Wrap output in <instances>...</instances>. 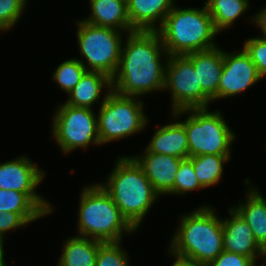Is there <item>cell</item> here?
<instances>
[{
    "mask_svg": "<svg viewBox=\"0 0 266 266\" xmlns=\"http://www.w3.org/2000/svg\"><path fill=\"white\" fill-rule=\"evenodd\" d=\"M262 80L250 56L242 48L234 53L223 51V70L219 81L217 100L235 97Z\"/></svg>",
    "mask_w": 266,
    "mask_h": 266,
    "instance_id": "obj_12",
    "label": "cell"
},
{
    "mask_svg": "<svg viewBox=\"0 0 266 266\" xmlns=\"http://www.w3.org/2000/svg\"><path fill=\"white\" fill-rule=\"evenodd\" d=\"M120 242H105L99 245L96 266H129L128 256Z\"/></svg>",
    "mask_w": 266,
    "mask_h": 266,
    "instance_id": "obj_26",
    "label": "cell"
},
{
    "mask_svg": "<svg viewBox=\"0 0 266 266\" xmlns=\"http://www.w3.org/2000/svg\"><path fill=\"white\" fill-rule=\"evenodd\" d=\"M97 115L100 145L113 142L143 130L149 120L139 97L106 90Z\"/></svg>",
    "mask_w": 266,
    "mask_h": 266,
    "instance_id": "obj_7",
    "label": "cell"
},
{
    "mask_svg": "<svg viewBox=\"0 0 266 266\" xmlns=\"http://www.w3.org/2000/svg\"><path fill=\"white\" fill-rule=\"evenodd\" d=\"M18 213L28 224L47 216L25 193L0 189V213Z\"/></svg>",
    "mask_w": 266,
    "mask_h": 266,
    "instance_id": "obj_23",
    "label": "cell"
},
{
    "mask_svg": "<svg viewBox=\"0 0 266 266\" xmlns=\"http://www.w3.org/2000/svg\"><path fill=\"white\" fill-rule=\"evenodd\" d=\"M77 25V42L86 63L83 59L79 60L87 71L102 72L112 78L120 61L123 32L115 28L96 26L82 19L77 21Z\"/></svg>",
    "mask_w": 266,
    "mask_h": 266,
    "instance_id": "obj_8",
    "label": "cell"
},
{
    "mask_svg": "<svg viewBox=\"0 0 266 266\" xmlns=\"http://www.w3.org/2000/svg\"><path fill=\"white\" fill-rule=\"evenodd\" d=\"M249 187L246 202L232 208L247 222L256 242L266 252V199L259 190Z\"/></svg>",
    "mask_w": 266,
    "mask_h": 266,
    "instance_id": "obj_19",
    "label": "cell"
},
{
    "mask_svg": "<svg viewBox=\"0 0 266 266\" xmlns=\"http://www.w3.org/2000/svg\"><path fill=\"white\" fill-rule=\"evenodd\" d=\"M101 243L78 235L66 239L57 266H96Z\"/></svg>",
    "mask_w": 266,
    "mask_h": 266,
    "instance_id": "obj_21",
    "label": "cell"
},
{
    "mask_svg": "<svg viewBox=\"0 0 266 266\" xmlns=\"http://www.w3.org/2000/svg\"><path fill=\"white\" fill-rule=\"evenodd\" d=\"M164 90L170 91L172 113L179 110L209 108L212 100L198 84L193 62L186 55L166 57Z\"/></svg>",
    "mask_w": 266,
    "mask_h": 266,
    "instance_id": "obj_10",
    "label": "cell"
},
{
    "mask_svg": "<svg viewBox=\"0 0 266 266\" xmlns=\"http://www.w3.org/2000/svg\"><path fill=\"white\" fill-rule=\"evenodd\" d=\"M79 199L78 236L103 243L122 242L124 232L136 231L100 183L83 188Z\"/></svg>",
    "mask_w": 266,
    "mask_h": 266,
    "instance_id": "obj_5",
    "label": "cell"
},
{
    "mask_svg": "<svg viewBox=\"0 0 266 266\" xmlns=\"http://www.w3.org/2000/svg\"><path fill=\"white\" fill-rule=\"evenodd\" d=\"M116 161L106 182L100 184L110 194L121 214L137 230L160 195L131 156H120Z\"/></svg>",
    "mask_w": 266,
    "mask_h": 266,
    "instance_id": "obj_3",
    "label": "cell"
},
{
    "mask_svg": "<svg viewBox=\"0 0 266 266\" xmlns=\"http://www.w3.org/2000/svg\"><path fill=\"white\" fill-rule=\"evenodd\" d=\"M186 56L193 62L202 91L214 102L217 100L219 81L223 70V50L217 46Z\"/></svg>",
    "mask_w": 266,
    "mask_h": 266,
    "instance_id": "obj_15",
    "label": "cell"
},
{
    "mask_svg": "<svg viewBox=\"0 0 266 266\" xmlns=\"http://www.w3.org/2000/svg\"><path fill=\"white\" fill-rule=\"evenodd\" d=\"M152 183L154 190L161 196L173 194L176 172L183 160L172 155L147 152L132 156Z\"/></svg>",
    "mask_w": 266,
    "mask_h": 266,
    "instance_id": "obj_13",
    "label": "cell"
},
{
    "mask_svg": "<svg viewBox=\"0 0 266 266\" xmlns=\"http://www.w3.org/2000/svg\"><path fill=\"white\" fill-rule=\"evenodd\" d=\"M28 223L18 214L12 212L0 213V242L4 243V236L7 231L14 230L27 225Z\"/></svg>",
    "mask_w": 266,
    "mask_h": 266,
    "instance_id": "obj_31",
    "label": "cell"
},
{
    "mask_svg": "<svg viewBox=\"0 0 266 266\" xmlns=\"http://www.w3.org/2000/svg\"><path fill=\"white\" fill-rule=\"evenodd\" d=\"M119 65L112 79V90L118 94L142 97L164 90L165 63L168 57L159 32L135 30L127 33Z\"/></svg>",
    "mask_w": 266,
    "mask_h": 266,
    "instance_id": "obj_1",
    "label": "cell"
},
{
    "mask_svg": "<svg viewBox=\"0 0 266 266\" xmlns=\"http://www.w3.org/2000/svg\"><path fill=\"white\" fill-rule=\"evenodd\" d=\"M204 3L218 33L230 28L250 5L248 0H208Z\"/></svg>",
    "mask_w": 266,
    "mask_h": 266,
    "instance_id": "obj_22",
    "label": "cell"
},
{
    "mask_svg": "<svg viewBox=\"0 0 266 266\" xmlns=\"http://www.w3.org/2000/svg\"><path fill=\"white\" fill-rule=\"evenodd\" d=\"M176 259L174 260L173 264L171 266H204L200 264H196L195 262H192L190 260H186L177 256H174Z\"/></svg>",
    "mask_w": 266,
    "mask_h": 266,
    "instance_id": "obj_33",
    "label": "cell"
},
{
    "mask_svg": "<svg viewBox=\"0 0 266 266\" xmlns=\"http://www.w3.org/2000/svg\"><path fill=\"white\" fill-rule=\"evenodd\" d=\"M204 189L193 169V163L189 159H183L180 163L179 169L176 172L174 183V195H184L187 192Z\"/></svg>",
    "mask_w": 266,
    "mask_h": 266,
    "instance_id": "obj_27",
    "label": "cell"
},
{
    "mask_svg": "<svg viewBox=\"0 0 266 266\" xmlns=\"http://www.w3.org/2000/svg\"><path fill=\"white\" fill-rule=\"evenodd\" d=\"M112 90V79L97 71H86L81 80L68 93L69 98L64 102L75 107L93 108L99 102L102 90Z\"/></svg>",
    "mask_w": 266,
    "mask_h": 266,
    "instance_id": "obj_20",
    "label": "cell"
},
{
    "mask_svg": "<svg viewBox=\"0 0 266 266\" xmlns=\"http://www.w3.org/2000/svg\"><path fill=\"white\" fill-rule=\"evenodd\" d=\"M53 115L52 137L64 154L100 145L97 114L91 108L63 103Z\"/></svg>",
    "mask_w": 266,
    "mask_h": 266,
    "instance_id": "obj_9",
    "label": "cell"
},
{
    "mask_svg": "<svg viewBox=\"0 0 266 266\" xmlns=\"http://www.w3.org/2000/svg\"><path fill=\"white\" fill-rule=\"evenodd\" d=\"M91 14L84 21L103 27L115 28L124 33L135 31L130 24L127 0H89Z\"/></svg>",
    "mask_w": 266,
    "mask_h": 266,
    "instance_id": "obj_18",
    "label": "cell"
},
{
    "mask_svg": "<svg viewBox=\"0 0 266 266\" xmlns=\"http://www.w3.org/2000/svg\"><path fill=\"white\" fill-rule=\"evenodd\" d=\"M144 150L188 159L189 146L184 125L179 121H175L158 127Z\"/></svg>",
    "mask_w": 266,
    "mask_h": 266,
    "instance_id": "obj_17",
    "label": "cell"
},
{
    "mask_svg": "<svg viewBox=\"0 0 266 266\" xmlns=\"http://www.w3.org/2000/svg\"><path fill=\"white\" fill-rule=\"evenodd\" d=\"M27 0H0V31H9L21 18Z\"/></svg>",
    "mask_w": 266,
    "mask_h": 266,
    "instance_id": "obj_28",
    "label": "cell"
},
{
    "mask_svg": "<svg viewBox=\"0 0 266 266\" xmlns=\"http://www.w3.org/2000/svg\"><path fill=\"white\" fill-rule=\"evenodd\" d=\"M253 258L223 250L206 266H256Z\"/></svg>",
    "mask_w": 266,
    "mask_h": 266,
    "instance_id": "obj_30",
    "label": "cell"
},
{
    "mask_svg": "<svg viewBox=\"0 0 266 266\" xmlns=\"http://www.w3.org/2000/svg\"><path fill=\"white\" fill-rule=\"evenodd\" d=\"M243 49L255 64L261 78L266 76V39L261 36L248 38L244 41Z\"/></svg>",
    "mask_w": 266,
    "mask_h": 266,
    "instance_id": "obj_29",
    "label": "cell"
},
{
    "mask_svg": "<svg viewBox=\"0 0 266 266\" xmlns=\"http://www.w3.org/2000/svg\"><path fill=\"white\" fill-rule=\"evenodd\" d=\"M168 56L188 55L217 47L214 27L206 5L203 8H178L176 5L157 30Z\"/></svg>",
    "mask_w": 266,
    "mask_h": 266,
    "instance_id": "obj_4",
    "label": "cell"
},
{
    "mask_svg": "<svg viewBox=\"0 0 266 266\" xmlns=\"http://www.w3.org/2000/svg\"><path fill=\"white\" fill-rule=\"evenodd\" d=\"M231 155L202 154L189 157L200 185L205 189L217 185L223 175V164L230 160Z\"/></svg>",
    "mask_w": 266,
    "mask_h": 266,
    "instance_id": "obj_24",
    "label": "cell"
},
{
    "mask_svg": "<svg viewBox=\"0 0 266 266\" xmlns=\"http://www.w3.org/2000/svg\"><path fill=\"white\" fill-rule=\"evenodd\" d=\"M231 219H222L224 250L253 258L266 259V252L256 242L247 222L232 208H228Z\"/></svg>",
    "mask_w": 266,
    "mask_h": 266,
    "instance_id": "obj_14",
    "label": "cell"
},
{
    "mask_svg": "<svg viewBox=\"0 0 266 266\" xmlns=\"http://www.w3.org/2000/svg\"><path fill=\"white\" fill-rule=\"evenodd\" d=\"M208 109H187L172 113L175 119L189 113L186 120L180 121L186 129L189 157L202 154L231 155L230 147L236 134L225 122L220 111L209 112Z\"/></svg>",
    "mask_w": 266,
    "mask_h": 266,
    "instance_id": "obj_6",
    "label": "cell"
},
{
    "mask_svg": "<svg viewBox=\"0 0 266 266\" xmlns=\"http://www.w3.org/2000/svg\"><path fill=\"white\" fill-rule=\"evenodd\" d=\"M174 6V0H127L131 27L134 30L156 31ZM156 22L159 25L156 26Z\"/></svg>",
    "mask_w": 266,
    "mask_h": 266,
    "instance_id": "obj_16",
    "label": "cell"
},
{
    "mask_svg": "<svg viewBox=\"0 0 266 266\" xmlns=\"http://www.w3.org/2000/svg\"><path fill=\"white\" fill-rule=\"evenodd\" d=\"M179 223L168 247L170 256L206 266L224 250L222 218L214 208L204 205L182 215Z\"/></svg>",
    "mask_w": 266,
    "mask_h": 266,
    "instance_id": "obj_2",
    "label": "cell"
},
{
    "mask_svg": "<svg viewBox=\"0 0 266 266\" xmlns=\"http://www.w3.org/2000/svg\"><path fill=\"white\" fill-rule=\"evenodd\" d=\"M4 243L0 242V266H7L5 261H4V250H3V246Z\"/></svg>",
    "mask_w": 266,
    "mask_h": 266,
    "instance_id": "obj_34",
    "label": "cell"
},
{
    "mask_svg": "<svg viewBox=\"0 0 266 266\" xmlns=\"http://www.w3.org/2000/svg\"><path fill=\"white\" fill-rule=\"evenodd\" d=\"M251 21L261 30V33L263 34L262 38L266 39V7L259 10L257 14L252 16Z\"/></svg>",
    "mask_w": 266,
    "mask_h": 266,
    "instance_id": "obj_32",
    "label": "cell"
},
{
    "mask_svg": "<svg viewBox=\"0 0 266 266\" xmlns=\"http://www.w3.org/2000/svg\"><path fill=\"white\" fill-rule=\"evenodd\" d=\"M44 172L27 156L21 155L16 159L0 163V189L23 192L46 215L51 214L54 211L51 204L35 191L45 179Z\"/></svg>",
    "mask_w": 266,
    "mask_h": 266,
    "instance_id": "obj_11",
    "label": "cell"
},
{
    "mask_svg": "<svg viewBox=\"0 0 266 266\" xmlns=\"http://www.w3.org/2000/svg\"><path fill=\"white\" fill-rule=\"evenodd\" d=\"M87 69L77 58L69 59L59 64L53 72V80L57 82L60 89L69 93L81 80Z\"/></svg>",
    "mask_w": 266,
    "mask_h": 266,
    "instance_id": "obj_25",
    "label": "cell"
}]
</instances>
